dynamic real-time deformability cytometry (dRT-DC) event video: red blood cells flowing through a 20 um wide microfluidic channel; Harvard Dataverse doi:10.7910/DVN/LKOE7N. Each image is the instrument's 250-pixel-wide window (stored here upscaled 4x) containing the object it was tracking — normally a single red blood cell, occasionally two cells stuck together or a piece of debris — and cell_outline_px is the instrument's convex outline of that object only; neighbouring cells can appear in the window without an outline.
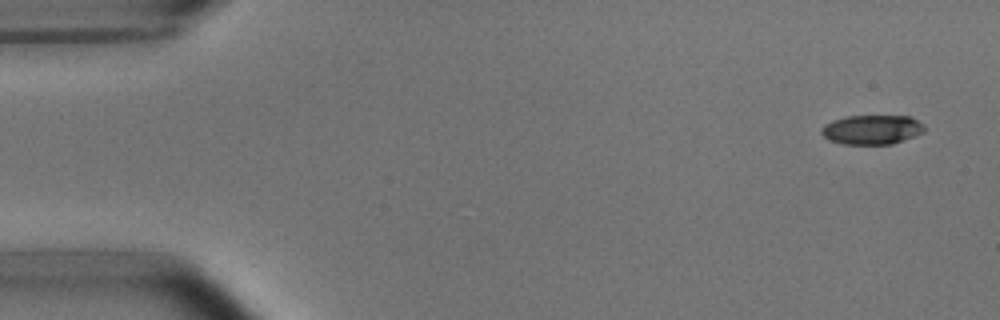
{"species": "common noctule bat (a hibernating species)", "species_latin": "Nyctalus noctula", "temperature_condition": "room temperature", "stored_images_in_passage": 5, "segment_of_instrument_passage": [2, 2], "camera_frame_rate_fps": 3000, "um_per_image_px": 0.085, "animal": {"sex": "male", "body_mass_g": 15.6}, "frame": {"image": 1, "passage_image": 5, "time_ms": 5.333, "image_size_px": [1000, 320], "cell_outline_px": [[924, 132], [892, 144], [844, 144], [828, 140], [820, 132], [820, 128], [824, 124], [832, 120], [848, 116], [912, 116], [924, 124]], "centroid_in_image_um": [74.1, 11.01], "position_along_channel_um": 10.9, "area_um2": 17.74}}